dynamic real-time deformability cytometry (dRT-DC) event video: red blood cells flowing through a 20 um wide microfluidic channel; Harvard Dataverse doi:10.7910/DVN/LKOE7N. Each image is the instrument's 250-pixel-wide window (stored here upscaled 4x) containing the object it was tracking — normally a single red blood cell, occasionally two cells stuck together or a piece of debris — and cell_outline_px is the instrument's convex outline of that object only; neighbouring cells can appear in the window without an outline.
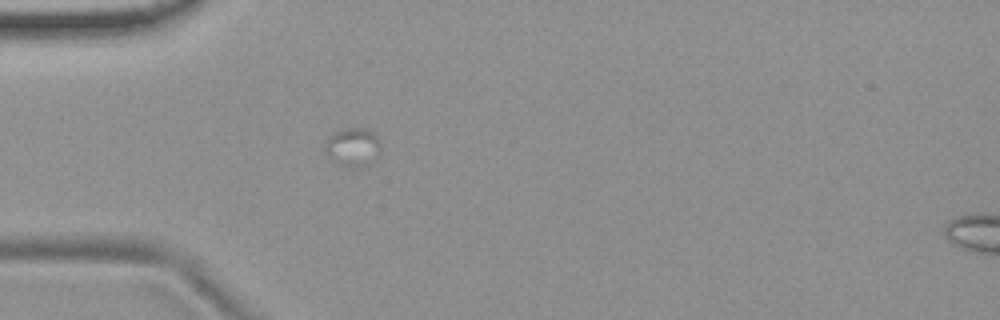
{"species": "common noctule bat (a hibernating species)", "species_latin": "Nyctalus noctula", "temperature_condition": "room temperature", "stored_images_in_passage": 6, "camera_frame_rate_fps": 3000, "um_per_image_px": 0.085, "animal": {"sex": "female", "body_mass_g": 19.9}, "frame": {"image": 1, "passage_image": 3, "time_ms": 0.667, "image_size_px": [1000, 320], "cell_outline_px": [[380, 152], [376, 160], [368, 164], [340, 164], [328, 156], [328, 136], [336, 132], [348, 128], [364, 128], [376, 136], [380, 144]], "centroid_in_image_um": [30.06, 12.46], "position_along_channel_um": 54.9, "area_um2": 11.62}}